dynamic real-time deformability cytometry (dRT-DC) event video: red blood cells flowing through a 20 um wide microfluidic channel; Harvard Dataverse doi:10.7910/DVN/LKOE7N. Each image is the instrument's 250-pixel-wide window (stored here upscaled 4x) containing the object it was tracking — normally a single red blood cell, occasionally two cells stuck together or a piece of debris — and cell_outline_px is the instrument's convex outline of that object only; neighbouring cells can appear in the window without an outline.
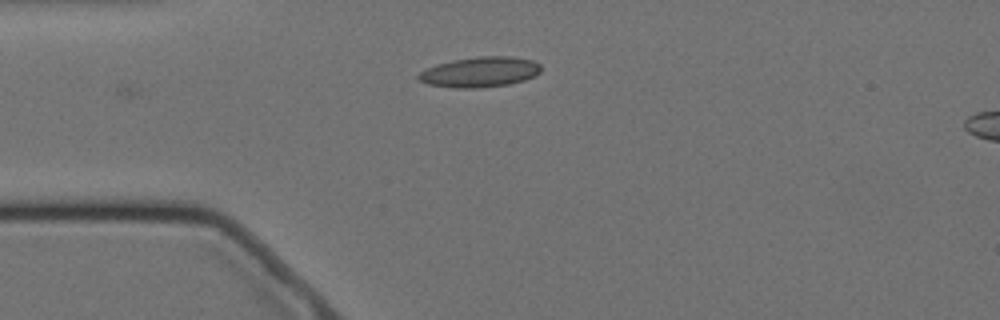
{"species": "Egyptian fruit bat (a non-hibernating species)", "species_latin": "Rousettus aegyptiacus", "temperature_condition": "cold", "stored_images_in_passage": 39, "camera_frame_rate_fps": 3000, "um_per_image_px": 0.085, "animal": {"sex": "female"}, "frame": {"image": 1, "passage_image": 1, "time_ms": 0.0, "image_size_px": [1000, 320], "cell_outline_px": [[540, 72], [536, 76], [524, 80], [508, 84], [476, 88], [456, 88], [428, 84], [420, 80], [416, 76], [420, 72], [436, 64], [452, 60], [480, 56], [512, 56], [532, 60], [540, 64]], "centroid_in_image_um": [40.81, 6.11], "position_along_channel_um": 44.2, "area_um2": 21.56}}
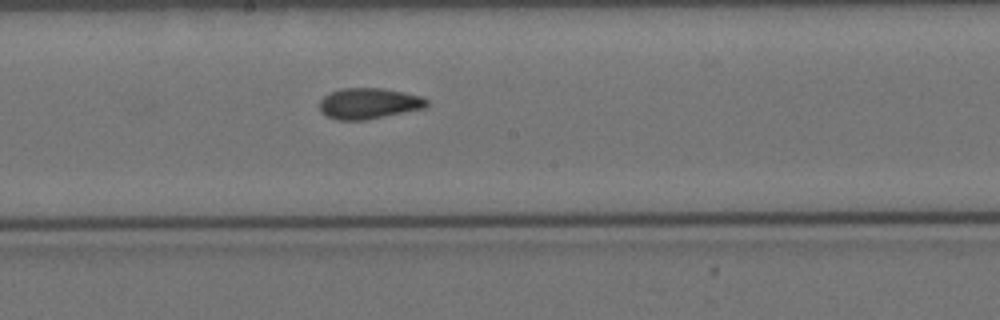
{"frame": {"image": 2, "passage_image": 17, "time_ms": 5.333, "image_size_px": [1000, 320], "cell_outline_px": [[428, 104], [424, 108], [368, 120], [336, 120], [320, 112], [320, 100], [324, 96], [340, 88], [380, 88], [404, 92], [420, 96], [428, 100]], "centroid_in_image_um": [31.34, 8.8], "position_along_channel_um": 216.9, "area_um2": 19.31}}
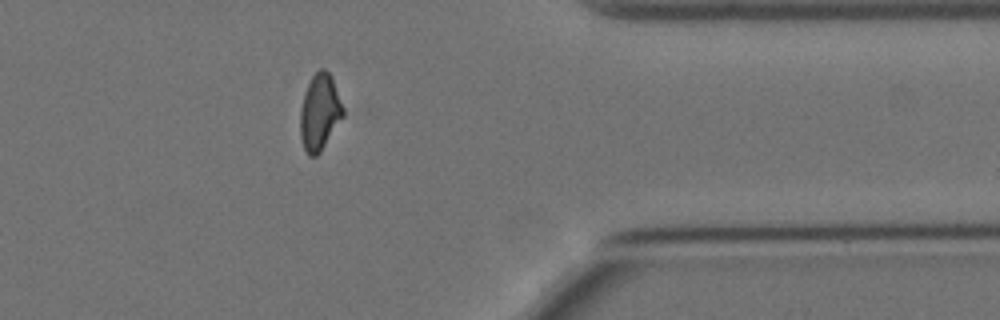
{"frame": {"image": 3, "passage_image": 33, "time_ms": 10.667, "image_size_px": [1000, 320], "cell_outline_px": [[344, 116], [320, 152], [316, 156], [308, 156], [304, 148], [300, 136], [300, 108], [304, 92], [312, 76], [320, 68], [324, 68], [332, 76], [344, 108]], "centroid_in_image_um": [27.17, 9.53], "position_along_channel_um": 384.2, "area_um2": 19.19}, "authors_computed_cell_mechanics": {"area_um2": 19.2474, "velocity_mm_per_s": 3.4935, "shape_relaxation_time_tau1_ms": null, "shape_relaxation_time_tau2_ms": 2.9033, "deformation_change_tau1": null, "deformation_change_tau2": 0.0724}}